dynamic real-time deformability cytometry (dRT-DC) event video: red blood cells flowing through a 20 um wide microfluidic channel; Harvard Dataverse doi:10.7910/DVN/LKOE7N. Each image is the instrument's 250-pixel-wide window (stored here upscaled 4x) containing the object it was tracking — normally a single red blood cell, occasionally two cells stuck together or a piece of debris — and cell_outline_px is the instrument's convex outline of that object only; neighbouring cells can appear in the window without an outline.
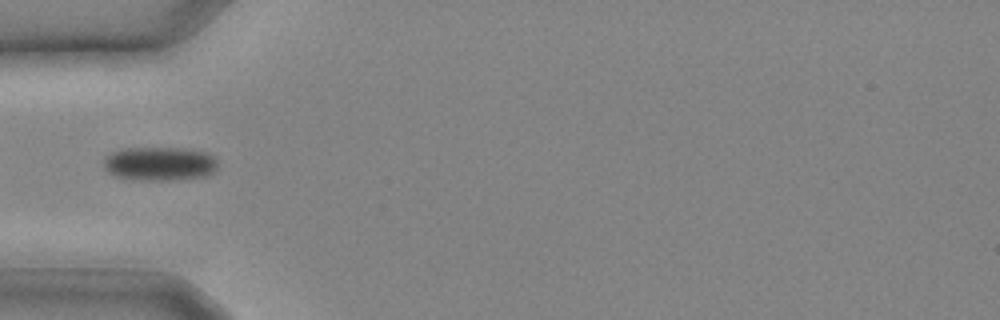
{"species": "common noctule bat (a hibernating species)", "species_latin": "Nyctalus noctula", "temperature_condition": "cold", "stored_images_in_passage": 26, "camera_frame_rate_fps": 3000, "um_per_image_px": 0.085, "animal": {"sex": "male", "body_mass_g": 20.4}, "frame": {"image": 1, "passage_image": 8, "time_ms": 2.333, "image_size_px": [1000, 320], "cell_outline_px": [[216, 168], [212, 172], [204, 176], [168, 180], [140, 180], [116, 176], [108, 172], [104, 168], [104, 156], [112, 152], [124, 148], [188, 148], [204, 152], [212, 156], [216, 160]], "centroid_in_image_um": [13.53, 13.9], "position_along_channel_um": 71.5, "area_um2": 22.37}}
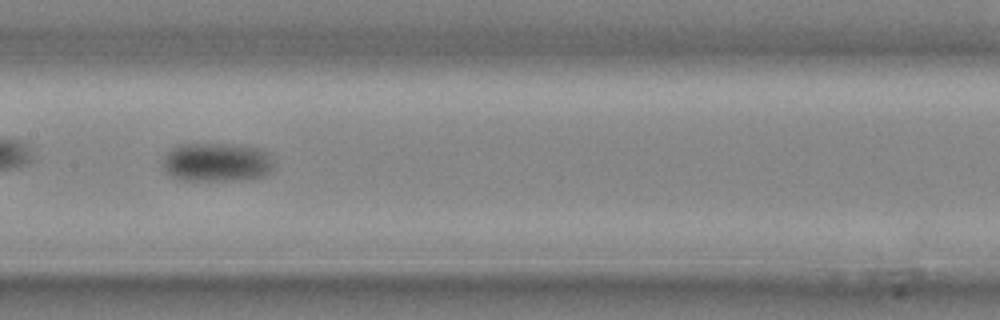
{"frame": {"image": 2, "passage_image": 13, "time_ms": 4.0, "image_size_px": [1000, 320], "cell_outline_px": [[272, 172], [264, 176], [228, 180], [180, 180], [164, 172], [160, 160], [168, 152], [180, 144], [224, 144], [256, 148], [268, 152], [272, 164]], "centroid_in_image_um": [18.35, 13.8], "position_along_channel_um": 189.0, "area_um2": 24.97}}
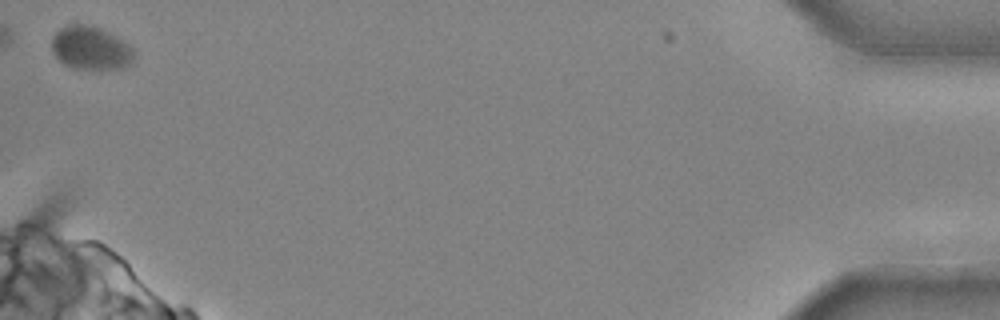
{"frame": {"image": 3, "passage_image": 26, "time_ms": 8.333, "image_size_px": [1000, 320], "cell_outline_px": [[136, 56], [132, 64], [124, 68], [72, 68], [64, 64], [52, 52], [52, 36], [60, 28], [72, 24], [84, 24], [108, 32], [116, 36], [136, 48]], "centroid_in_image_um": [7.76, 4.09], "position_along_channel_um": 427.4, "area_um2": 20.87}}